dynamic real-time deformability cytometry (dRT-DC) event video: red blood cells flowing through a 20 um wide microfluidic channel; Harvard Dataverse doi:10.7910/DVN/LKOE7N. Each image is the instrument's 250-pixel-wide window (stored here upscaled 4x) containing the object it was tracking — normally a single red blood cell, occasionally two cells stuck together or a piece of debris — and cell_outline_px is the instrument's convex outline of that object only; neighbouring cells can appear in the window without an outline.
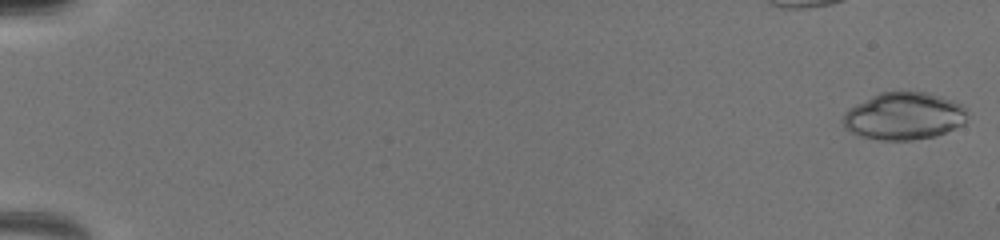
{"species": "common noctule bat (a hibernating species)", "species_latin": "Nyctalus noctula", "temperature_condition": "warm", "stored_images_in_passage": 44, "camera_frame_rate_fps": 3000, "um_per_image_px": 0.085, "animal": {"sex": "female", "body_mass_g": 19.5, "forearm_length_mm": 54.1}, "frame": {"image": 1, "passage_image": 1, "time_ms": 0.0, "image_size_px": [1000, 240], "cell_outline_px": [[968, 108], [964, 124], [936, 136], [912, 140], [880, 140], [860, 136], [852, 132], [844, 124], [844, 116], [856, 104], [880, 92], [928, 92], [956, 100]], "centroid_in_image_um": [76.92, 9.86], "position_along_channel_um": 8.1, "area_um2": 34.16}}
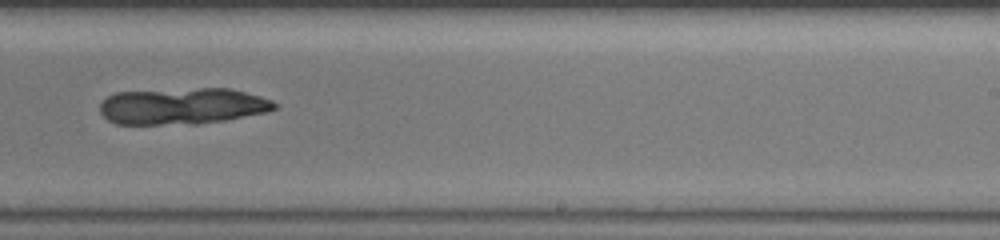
{"frame": {"image": 2, "passage_image": 31, "time_ms": 11.667, "image_size_px": [1000, 240], "cell_outline_px": [[276, 108], [264, 112], [224, 120], [196, 124], [116, 124], [108, 120], [100, 112], [100, 104], [108, 96], [116, 92], [200, 88], [228, 88], [260, 96], [272, 100], [276, 104]], "centroid_in_image_um": [15.47, 9.02], "position_along_channel_um": 273.5, "area_um2": 36.82}}
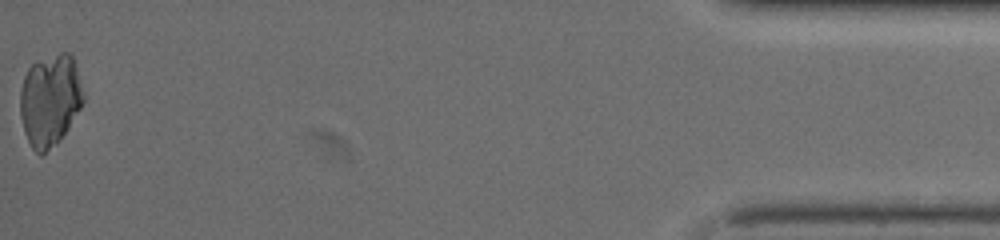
{"frame": {"image": 3, "passage_image": 44, "time_ms": 17.667, "image_size_px": [1000, 240], "cell_outline_px": [[84, 100], [80, 108], [68, 128], [56, 144], [40, 156], [32, 148], [24, 132], [20, 116], [20, 88], [24, 76], [28, 68], [32, 64], [60, 52], [68, 52], [72, 56], [76, 68], [84, 96]], "centroid_in_image_um": [4.23, 8.52], "position_along_channel_um": 431.0, "area_um2": 33.64}}